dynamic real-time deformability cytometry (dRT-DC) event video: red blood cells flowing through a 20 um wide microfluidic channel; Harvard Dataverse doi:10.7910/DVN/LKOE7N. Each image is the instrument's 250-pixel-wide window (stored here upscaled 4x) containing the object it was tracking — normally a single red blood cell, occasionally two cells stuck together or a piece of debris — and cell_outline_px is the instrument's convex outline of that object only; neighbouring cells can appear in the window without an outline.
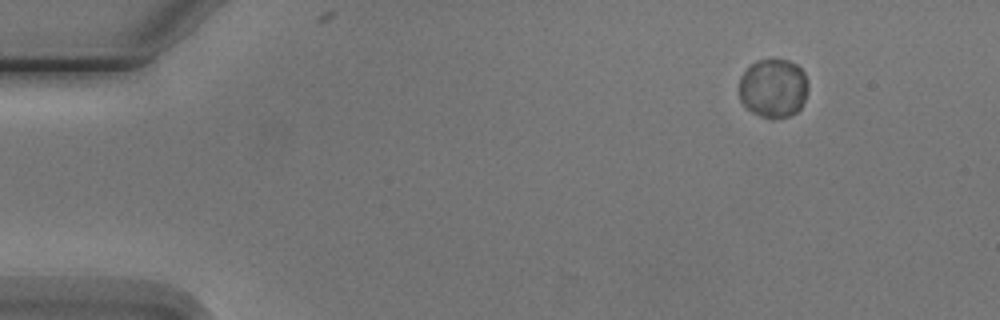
{"species": "Egyptian fruit bat (a non-hibernating species)", "species_latin": "Rousettus aegyptiacus", "temperature_condition": "cold", "stored_images_in_passage": 3, "camera_frame_rate_fps": 3000, "um_per_image_px": 0.085, "animal": {"sex": "male"}, "frame": {"image": 1, "passage_image": 3, "time_ms": 2.667, "image_size_px": [1000, 320], "cell_outline_px": [[808, 88], [804, 100], [800, 108], [796, 112], [788, 116], [772, 120], [760, 116], [752, 112], [740, 100], [740, 76], [756, 60], [788, 60], [796, 64], [804, 72], [808, 84]], "centroid_in_image_um": [65.74, 7.51], "position_along_channel_um": 19.3, "area_um2": 23.64}}